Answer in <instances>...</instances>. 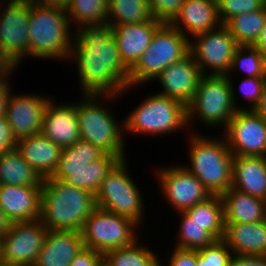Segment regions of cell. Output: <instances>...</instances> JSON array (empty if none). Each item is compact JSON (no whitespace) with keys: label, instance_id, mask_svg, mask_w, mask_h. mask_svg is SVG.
<instances>
[{"label":"cell","instance_id":"6da1fadb","mask_svg":"<svg viewBox=\"0 0 266 266\" xmlns=\"http://www.w3.org/2000/svg\"><path fill=\"white\" fill-rule=\"evenodd\" d=\"M70 54L76 60L83 95H116L128 91L129 69L124 65L108 23L75 29Z\"/></svg>","mask_w":266,"mask_h":266},{"label":"cell","instance_id":"7a4b0ae2","mask_svg":"<svg viewBox=\"0 0 266 266\" xmlns=\"http://www.w3.org/2000/svg\"><path fill=\"white\" fill-rule=\"evenodd\" d=\"M95 207L92 193L52 177L42 180L39 219L47 230L81 232Z\"/></svg>","mask_w":266,"mask_h":266},{"label":"cell","instance_id":"3957f363","mask_svg":"<svg viewBox=\"0 0 266 266\" xmlns=\"http://www.w3.org/2000/svg\"><path fill=\"white\" fill-rule=\"evenodd\" d=\"M28 27V56L39 60H70L75 31L70 30L71 23L65 8L41 7L30 3Z\"/></svg>","mask_w":266,"mask_h":266},{"label":"cell","instance_id":"277c9868","mask_svg":"<svg viewBox=\"0 0 266 266\" xmlns=\"http://www.w3.org/2000/svg\"><path fill=\"white\" fill-rule=\"evenodd\" d=\"M192 133L191 137L188 135L191 165L182 166L195 175L211 195L221 196L232 186L234 155L225 138Z\"/></svg>","mask_w":266,"mask_h":266},{"label":"cell","instance_id":"5b68a950","mask_svg":"<svg viewBox=\"0 0 266 266\" xmlns=\"http://www.w3.org/2000/svg\"><path fill=\"white\" fill-rule=\"evenodd\" d=\"M76 103V114L79 124L80 139L100 148L107 154H112L120 160L125 159L124 124L116 122L110 108L103 107L102 100L114 99L116 95H83ZM102 98V100H101ZM100 100V101H99ZM100 102V103H99ZM121 123V124H120Z\"/></svg>","mask_w":266,"mask_h":266},{"label":"cell","instance_id":"8992f818","mask_svg":"<svg viewBox=\"0 0 266 266\" xmlns=\"http://www.w3.org/2000/svg\"><path fill=\"white\" fill-rule=\"evenodd\" d=\"M231 76L230 74L202 75L194 98L187 106L189 129L194 124L193 118L196 117L206 124V127L223 126L225 129L237 110H245L243 106H237Z\"/></svg>","mask_w":266,"mask_h":266},{"label":"cell","instance_id":"52a82bcc","mask_svg":"<svg viewBox=\"0 0 266 266\" xmlns=\"http://www.w3.org/2000/svg\"><path fill=\"white\" fill-rule=\"evenodd\" d=\"M190 52V40L171 24H163L137 63L129 70L128 90L155 80L172 63ZM132 87V88H131Z\"/></svg>","mask_w":266,"mask_h":266},{"label":"cell","instance_id":"ba28073f","mask_svg":"<svg viewBox=\"0 0 266 266\" xmlns=\"http://www.w3.org/2000/svg\"><path fill=\"white\" fill-rule=\"evenodd\" d=\"M123 124L124 132L146 136L189 129L187 107L178 100L155 93L124 117Z\"/></svg>","mask_w":266,"mask_h":266},{"label":"cell","instance_id":"9c48e42d","mask_svg":"<svg viewBox=\"0 0 266 266\" xmlns=\"http://www.w3.org/2000/svg\"><path fill=\"white\" fill-rule=\"evenodd\" d=\"M134 179H132L128 163L120 160L107 174L95 194L97 207L127 217L138 225L142 224L145 212L144 200Z\"/></svg>","mask_w":266,"mask_h":266},{"label":"cell","instance_id":"30bf717a","mask_svg":"<svg viewBox=\"0 0 266 266\" xmlns=\"http://www.w3.org/2000/svg\"><path fill=\"white\" fill-rule=\"evenodd\" d=\"M138 227L133 220L96 206L81 231L83 245L104 255L107 251L127 247L137 241L135 231Z\"/></svg>","mask_w":266,"mask_h":266},{"label":"cell","instance_id":"8fae6325","mask_svg":"<svg viewBox=\"0 0 266 266\" xmlns=\"http://www.w3.org/2000/svg\"><path fill=\"white\" fill-rule=\"evenodd\" d=\"M190 39V53L203 75H228L238 47L225 25Z\"/></svg>","mask_w":266,"mask_h":266},{"label":"cell","instance_id":"7c38bea8","mask_svg":"<svg viewBox=\"0 0 266 266\" xmlns=\"http://www.w3.org/2000/svg\"><path fill=\"white\" fill-rule=\"evenodd\" d=\"M0 5V46L6 58L17 68L29 54L30 2L0 0Z\"/></svg>","mask_w":266,"mask_h":266},{"label":"cell","instance_id":"4fadbf2b","mask_svg":"<svg viewBox=\"0 0 266 266\" xmlns=\"http://www.w3.org/2000/svg\"><path fill=\"white\" fill-rule=\"evenodd\" d=\"M247 109L235 112L221 136L234 156L266 157V119Z\"/></svg>","mask_w":266,"mask_h":266},{"label":"cell","instance_id":"5bb4252c","mask_svg":"<svg viewBox=\"0 0 266 266\" xmlns=\"http://www.w3.org/2000/svg\"><path fill=\"white\" fill-rule=\"evenodd\" d=\"M47 231L40 219L11 223L0 240L1 260L19 266H33Z\"/></svg>","mask_w":266,"mask_h":266},{"label":"cell","instance_id":"9a60e30c","mask_svg":"<svg viewBox=\"0 0 266 266\" xmlns=\"http://www.w3.org/2000/svg\"><path fill=\"white\" fill-rule=\"evenodd\" d=\"M156 177L164 191L163 195H166L169 204L178 212L185 211L211 196L198 178L183 166L159 168Z\"/></svg>","mask_w":266,"mask_h":266},{"label":"cell","instance_id":"2e32d148","mask_svg":"<svg viewBox=\"0 0 266 266\" xmlns=\"http://www.w3.org/2000/svg\"><path fill=\"white\" fill-rule=\"evenodd\" d=\"M50 99L38 94L9 95L5 116L17 140L41 133Z\"/></svg>","mask_w":266,"mask_h":266},{"label":"cell","instance_id":"e0dca14e","mask_svg":"<svg viewBox=\"0 0 266 266\" xmlns=\"http://www.w3.org/2000/svg\"><path fill=\"white\" fill-rule=\"evenodd\" d=\"M202 75L199 66L189 52L157 76L156 80L163 88L157 93L178 100L187 107L194 98Z\"/></svg>","mask_w":266,"mask_h":266},{"label":"cell","instance_id":"ac0fdd59","mask_svg":"<svg viewBox=\"0 0 266 266\" xmlns=\"http://www.w3.org/2000/svg\"><path fill=\"white\" fill-rule=\"evenodd\" d=\"M50 99L45 110L41 133L61 148L80 139L76 103L55 104Z\"/></svg>","mask_w":266,"mask_h":266},{"label":"cell","instance_id":"d6986e66","mask_svg":"<svg viewBox=\"0 0 266 266\" xmlns=\"http://www.w3.org/2000/svg\"><path fill=\"white\" fill-rule=\"evenodd\" d=\"M41 192L42 186L0 185V208L11 223L37 220Z\"/></svg>","mask_w":266,"mask_h":266},{"label":"cell","instance_id":"ffe728a7","mask_svg":"<svg viewBox=\"0 0 266 266\" xmlns=\"http://www.w3.org/2000/svg\"><path fill=\"white\" fill-rule=\"evenodd\" d=\"M163 24L157 20L144 23L120 24L113 27L120 57L130 70L151 44L154 33Z\"/></svg>","mask_w":266,"mask_h":266},{"label":"cell","instance_id":"44dd1931","mask_svg":"<svg viewBox=\"0 0 266 266\" xmlns=\"http://www.w3.org/2000/svg\"><path fill=\"white\" fill-rule=\"evenodd\" d=\"M171 25L189 40V36L195 37L218 28L222 23L218 14L217 1L185 0L180 13Z\"/></svg>","mask_w":266,"mask_h":266},{"label":"cell","instance_id":"7402d4cb","mask_svg":"<svg viewBox=\"0 0 266 266\" xmlns=\"http://www.w3.org/2000/svg\"><path fill=\"white\" fill-rule=\"evenodd\" d=\"M83 247L81 232L48 230L33 266H69Z\"/></svg>","mask_w":266,"mask_h":266},{"label":"cell","instance_id":"603a6c76","mask_svg":"<svg viewBox=\"0 0 266 266\" xmlns=\"http://www.w3.org/2000/svg\"><path fill=\"white\" fill-rule=\"evenodd\" d=\"M16 149L42 179L54 174L62 150L42 133L17 140Z\"/></svg>","mask_w":266,"mask_h":266},{"label":"cell","instance_id":"cb8c5ba5","mask_svg":"<svg viewBox=\"0 0 266 266\" xmlns=\"http://www.w3.org/2000/svg\"><path fill=\"white\" fill-rule=\"evenodd\" d=\"M232 172L231 188L266 201L265 156H234Z\"/></svg>","mask_w":266,"mask_h":266},{"label":"cell","instance_id":"d4e9b609","mask_svg":"<svg viewBox=\"0 0 266 266\" xmlns=\"http://www.w3.org/2000/svg\"><path fill=\"white\" fill-rule=\"evenodd\" d=\"M223 240L236 255H266V221L228 223Z\"/></svg>","mask_w":266,"mask_h":266},{"label":"cell","instance_id":"484cf974","mask_svg":"<svg viewBox=\"0 0 266 266\" xmlns=\"http://www.w3.org/2000/svg\"><path fill=\"white\" fill-rule=\"evenodd\" d=\"M224 206V225L254 223L265 220L266 201L229 188L221 195Z\"/></svg>","mask_w":266,"mask_h":266},{"label":"cell","instance_id":"4316f807","mask_svg":"<svg viewBox=\"0 0 266 266\" xmlns=\"http://www.w3.org/2000/svg\"><path fill=\"white\" fill-rule=\"evenodd\" d=\"M119 161L118 157L105 153L100 159L88 163V166L79 169H67V179L64 182L95 196L101 182Z\"/></svg>","mask_w":266,"mask_h":266},{"label":"cell","instance_id":"83f0119b","mask_svg":"<svg viewBox=\"0 0 266 266\" xmlns=\"http://www.w3.org/2000/svg\"><path fill=\"white\" fill-rule=\"evenodd\" d=\"M42 180L17 149L0 156V185L42 186Z\"/></svg>","mask_w":266,"mask_h":266},{"label":"cell","instance_id":"f1b7e54d","mask_svg":"<svg viewBox=\"0 0 266 266\" xmlns=\"http://www.w3.org/2000/svg\"><path fill=\"white\" fill-rule=\"evenodd\" d=\"M184 212L217 240L223 239L225 233L224 206L220 195H211Z\"/></svg>","mask_w":266,"mask_h":266},{"label":"cell","instance_id":"f546056e","mask_svg":"<svg viewBox=\"0 0 266 266\" xmlns=\"http://www.w3.org/2000/svg\"><path fill=\"white\" fill-rule=\"evenodd\" d=\"M104 154L105 152L97 146L79 139L73 145L62 148L59 164L51 177L65 181L67 169H79L88 166V163L100 159Z\"/></svg>","mask_w":266,"mask_h":266},{"label":"cell","instance_id":"4dcf8cb0","mask_svg":"<svg viewBox=\"0 0 266 266\" xmlns=\"http://www.w3.org/2000/svg\"><path fill=\"white\" fill-rule=\"evenodd\" d=\"M156 20L148 0H109L107 22L112 26Z\"/></svg>","mask_w":266,"mask_h":266},{"label":"cell","instance_id":"1f68e13d","mask_svg":"<svg viewBox=\"0 0 266 266\" xmlns=\"http://www.w3.org/2000/svg\"><path fill=\"white\" fill-rule=\"evenodd\" d=\"M266 20V5L258 11L246 12L231 18L225 26L238 46H254Z\"/></svg>","mask_w":266,"mask_h":266},{"label":"cell","instance_id":"d6a6232c","mask_svg":"<svg viewBox=\"0 0 266 266\" xmlns=\"http://www.w3.org/2000/svg\"><path fill=\"white\" fill-rule=\"evenodd\" d=\"M139 241L138 239L127 247L107 251L103 256L111 266H160L156 253Z\"/></svg>","mask_w":266,"mask_h":266},{"label":"cell","instance_id":"836d02e7","mask_svg":"<svg viewBox=\"0 0 266 266\" xmlns=\"http://www.w3.org/2000/svg\"><path fill=\"white\" fill-rule=\"evenodd\" d=\"M109 0H68L66 14L77 28L84 24H102L107 22ZM72 18V19H71Z\"/></svg>","mask_w":266,"mask_h":266},{"label":"cell","instance_id":"e575fe53","mask_svg":"<svg viewBox=\"0 0 266 266\" xmlns=\"http://www.w3.org/2000/svg\"><path fill=\"white\" fill-rule=\"evenodd\" d=\"M178 214L182 218L180 219V230L177 233L178 242L175 247L197 250L209 246L217 240L209 231L194 222L184 211H180Z\"/></svg>","mask_w":266,"mask_h":266},{"label":"cell","instance_id":"d590c367","mask_svg":"<svg viewBox=\"0 0 266 266\" xmlns=\"http://www.w3.org/2000/svg\"><path fill=\"white\" fill-rule=\"evenodd\" d=\"M245 73L246 78L266 77V62L262 54L254 46H238L234 52L231 72L236 69ZM241 70V71H240Z\"/></svg>","mask_w":266,"mask_h":266},{"label":"cell","instance_id":"8d00e7d4","mask_svg":"<svg viewBox=\"0 0 266 266\" xmlns=\"http://www.w3.org/2000/svg\"><path fill=\"white\" fill-rule=\"evenodd\" d=\"M233 252L223 239L197 249V266H229Z\"/></svg>","mask_w":266,"mask_h":266},{"label":"cell","instance_id":"74e56055","mask_svg":"<svg viewBox=\"0 0 266 266\" xmlns=\"http://www.w3.org/2000/svg\"><path fill=\"white\" fill-rule=\"evenodd\" d=\"M220 21L225 25L231 18L246 12L261 10L266 0H216Z\"/></svg>","mask_w":266,"mask_h":266},{"label":"cell","instance_id":"f35d334b","mask_svg":"<svg viewBox=\"0 0 266 266\" xmlns=\"http://www.w3.org/2000/svg\"><path fill=\"white\" fill-rule=\"evenodd\" d=\"M185 0H148L154 18L162 24H171L180 13Z\"/></svg>","mask_w":266,"mask_h":266},{"label":"cell","instance_id":"ab89813d","mask_svg":"<svg viewBox=\"0 0 266 266\" xmlns=\"http://www.w3.org/2000/svg\"><path fill=\"white\" fill-rule=\"evenodd\" d=\"M265 81L266 77L242 78L239 88L243 98L250 102L249 105L251 104L249 110H253L259 103Z\"/></svg>","mask_w":266,"mask_h":266},{"label":"cell","instance_id":"60d3db41","mask_svg":"<svg viewBox=\"0 0 266 266\" xmlns=\"http://www.w3.org/2000/svg\"><path fill=\"white\" fill-rule=\"evenodd\" d=\"M167 266H197V250L174 247Z\"/></svg>","mask_w":266,"mask_h":266},{"label":"cell","instance_id":"b9f144b4","mask_svg":"<svg viewBox=\"0 0 266 266\" xmlns=\"http://www.w3.org/2000/svg\"><path fill=\"white\" fill-rule=\"evenodd\" d=\"M17 139L5 115L0 116V156L12 149H16Z\"/></svg>","mask_w":266,"mask_h":266},{"label":"cell","instance_id":"7bdbcfd3","mask_svg":"<svg viewBox=\"0 0 266 266\" xmlns=\"http://www.w3.org/2000/svg\"><path fill=\"white\" fill-rule=\"evenodd\" d=\"M102 257V253L83 247L74 257L69 266H96Z\"/></svg>","mask_w":266,"mask_h":266},{"label":"cell","instance_id":"ee69618b","mask_svg":"<svg viewBox=\"0 0 266 266\" xmlns=\"http://www.w3.org/2000/svg\"><path fill=\"white\" fill-rule=\"evenodd\" d=\"M229 266H266V255L233 254Z\"/></svg>","mask_w":266,"mask_h":266},{"label":"cell","instance_id":"f6af8a7d","mask_svg":"<svg viewBox=\"0 0 266 266\" xmlns=\"http://www.w3.org/2000/svg\"><path fill=\"white\" fill-rule=\"evenodd\" d=\"M16 69L11 62H0V85H4L8 80L10 81L9 78Z\"/></svg>","mask_w":266,"mask_h":266},{"label":"cell","instance_id":"bcb514c9","mask_svg":"<svg viewBox=\"0 0 266 266\" xmlns=\"http://www.w3.org/2000/svg\"><path fill=\"white\" fill-rule=\"evenodd\" d=\"M9 84L10 83L7 82L4 85H0V116L6 113L7 100L11 94L10 89H12Z\"/></svg>","mask_w":266,"mask_h":266},{"label":"cell","instance_id":"7dc6e473","mask_svg":"<svg viewBox=\"0 0 266 266\" xmlns=\"http://www.w3.org/2000/svg\"><path fill=\"white\" fill-rule=\"evenodd\" d=\"M31 4L41 7H60L66 8L68 0H27Z\"/></svg>","mask_w":266,"mask_h":266},{"label":"cell","instance_id":"c3c4849f","mask_svg":"<svg viewBox=\"0 0 266 266\" xmlns=\"http://www.w3.org/2000/svg\"><path fill=\"white\" fill-rule=\"evenodd\" d=\"M254 47L262 54L266 62V20L263 29L260 33V36L254 44Z\"/></svg>","mask_w":266,"mask_h":266},{"label":"cell","instance_id":"681fc988","mask_svg":"<svg viewBox=\"0 0 266 266\" xmlns=\"http://www.w3.org/2000/svg\"><path fill=\"white\" fill-rule=\"evenodd\" d=\"M253 110L256 113L260 114L264 119H266V81L263 86L260 101Z\"/></svg>","mask_w":266,"mask_h":266},{"label":"cell","instance_id":"f907efd6","mask_svg":"<svg viewBox=\"0 0 266 266\" xmlns=\"http://www.w3.org/2000/svg\"><path fill=\"white\" fill-rule=\"evenodd\" d=\"M11 222L6 217L3 210L0 208V240L5 235V233L9 230Z\"/></svg>","mask_w":266,"mask_h":266},{"label":"cell","instance_id":"816d5d0a","mask_svg":"<svg viewBox=\"0 0 266 266\" xmlns=\"http://www.w3.org/2000/svg\"><path fill=\"white\" fill-rule=\"evenodd\" d=\"M96 266H111L110 263L106 260V258L103 256L98 263L96 264Z\"/></svg>","mask_w":266,"mask_h":266},{"label":"cell","instance_id":"f5cc1de1","mask_svg":"<svg viewBox=\"0 0 266 266\" xmlns=\"http://www.w3.org/2000/svg\"><path fill=\"white\" fill-rule=\"evenodd\" d=\"M0 62H10L6 56L3 54L1 46H0Z\"/></svg>","mask_w":266,"mask_h":266},{"label":"cell","instance_id":"db71d44e","mask_svg":"<svg viewBox=\"0 0 266 266\" xmlns=\"http://www.w3.org/2000/svg\"><path fill=\"white\" fill-rule=\"evenodd\" d=\"M0 266H19V265L11 264L8 262H3L2 260H0Z\"/></svg>","mask_w":266,"mask_h":266}]
</instances>
